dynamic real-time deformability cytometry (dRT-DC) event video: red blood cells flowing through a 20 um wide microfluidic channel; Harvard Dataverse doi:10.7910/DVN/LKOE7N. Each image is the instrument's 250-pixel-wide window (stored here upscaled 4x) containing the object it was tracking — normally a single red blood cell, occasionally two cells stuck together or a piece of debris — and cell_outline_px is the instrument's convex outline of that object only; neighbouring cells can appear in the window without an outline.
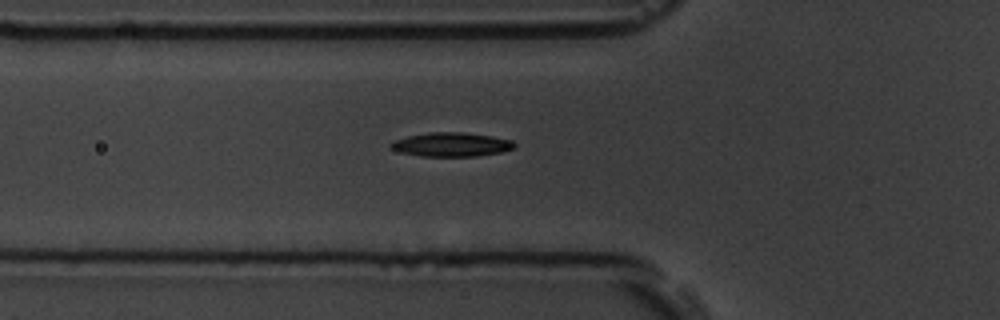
{"species": "common noctule bat (a hibernating species)", "species_latin": "Nyctalus noctula", "temperature_condition": "room temperature", "stored_images_in_passage": 37, "camera_frame_rate_fps": 3000, "um_per_image_px": 0.085, "animal": {"sex": "male", "body_mass_g": 19.5, "forearm_length_mm": 54.6}, "frame": {"image": 1, "passage_image": 2, "time_ms": 0.333, "image_size_px": [1000, 320], "cell_outline_px": [[516, 144], [512, 148], [500, 152], [476, 156], [420, 156], [400, 152], [392, 148], [388, 144], [392, 140], [408, 136], [428, 132], [464, 132], [492, 136], [512, 140]], "centroid_in_image_um": [38.33, 12.27], "position_along_channel_um": 87.5, "area_um2": 17.28}}
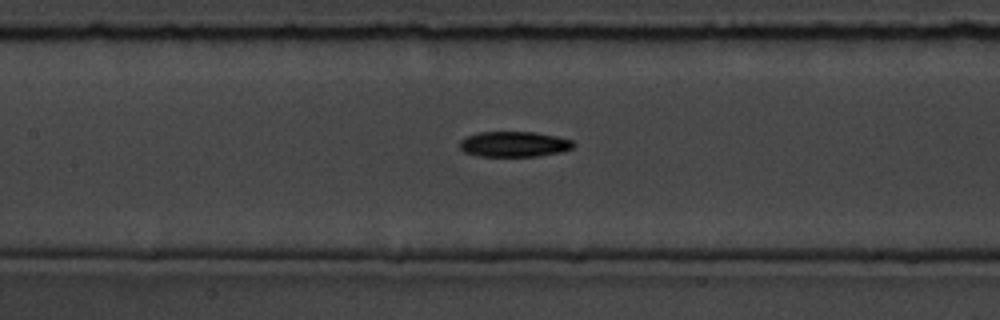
{"frame": {"image": 2, "passage_image": 8, "time_ms": 2.333, "image_size_px": [1000, 320], "cell_outline_px": [[576, 144], [572, 148], [560, 152], [536, 156], [476, 156], [464, 152], [460, 148], [460, 140], [464, 136], [480, 132], [536, 132], [556, 136], [572, 140]], "centroid_in_image_um": [43.67, 12.25], "position_along_channel_um": 163.7, "area_um2": 16.94}}
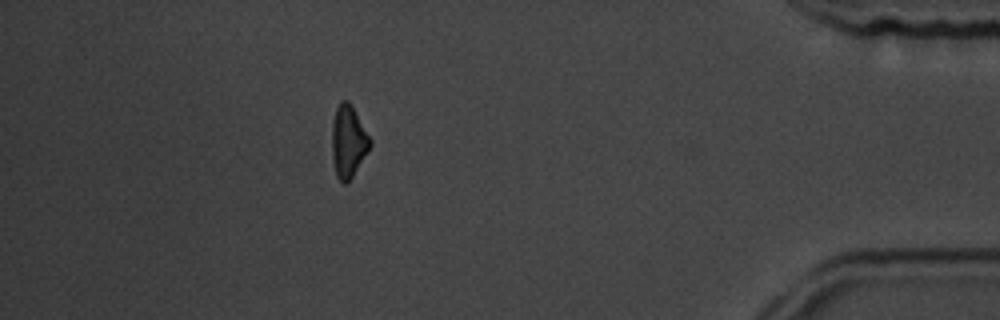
{"frame": {"image": 3, "passage_image": 31, "time_ms": 10.0, "image_size_px": [1000, 320], "cell_outline_px": [[372, 144], [352, 176], [344, 184], [336, 176], [332, 156], [332, 120], [336, 108], [340, 100], [348, 100], [352, 104], [372, 140]], "centroid_in_image_um": [29.6, 11.96], "position_along_channel_um": 405.6, "area_um2": 16.07}}